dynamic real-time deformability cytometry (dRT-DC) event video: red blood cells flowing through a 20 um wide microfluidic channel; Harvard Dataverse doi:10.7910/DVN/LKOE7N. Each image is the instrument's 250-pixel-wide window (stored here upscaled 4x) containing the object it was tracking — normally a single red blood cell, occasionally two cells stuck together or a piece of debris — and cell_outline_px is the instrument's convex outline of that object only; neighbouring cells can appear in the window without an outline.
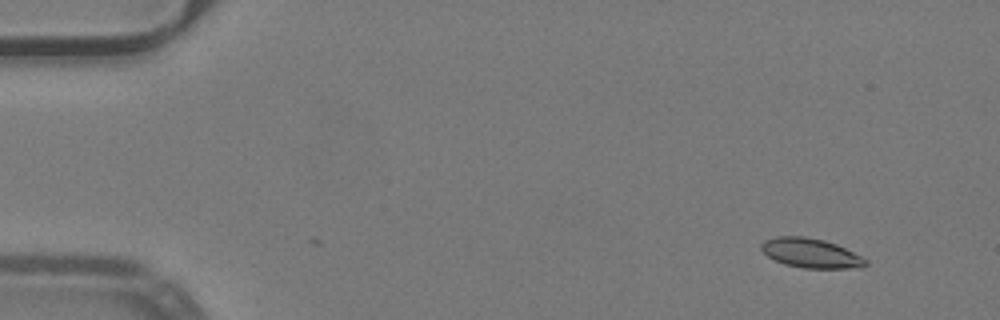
{"species": "common noctule bat (a hibernating species)", "species_latin": "Nyctalus noctula", "temperature_condition": "warm", "stored_images_in_passage": 49, "camera_frame_rate_fps": 3000, "um_per_image_px": 0.085, "animal": {"sex": "male", "body_mass_g": 19.2, "forearm_length_mm": 51.8}, "frame": {"image": 1, "passage_image": 2, "time_ms": 0.333, "image_size_px": [1000, 320], "cell_outline_px": [[868, 264], [860, 268], [804, 268], [784, 264], [768, 256], [760, 248], [760, 244], [764, 240], [776, 236], [804, 236], [824, 240], [836, 244], [868, 260]], "centroid_in_image_um": [68.91, 21.51], "position_along_channel_um": 16.1, "area_um2": 17.86}}
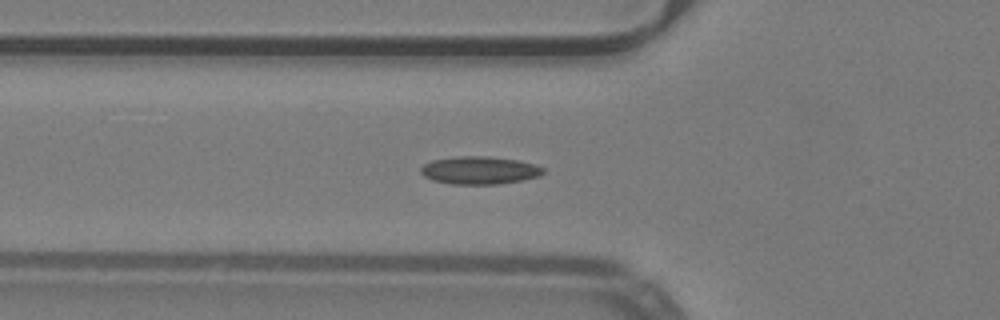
{"frame": {"image": 2, "passage_image": 16, "time_ms": 5.0, "image_size_px": [1000, 320], "cell_outline_px": [[548, 172], [540, 176], [520, 180], [496, 184], [452, 184], [432, 180], [424, 176], [420, 172], [420, 168], [424, 164], [432, 160], [460, 156], [488, 156], [516, 160], [536, 164], [544, 168]], "centroid_in_image_um": [40.78, 14.47], "position_along_channel_um": 85.0, "area_um2": 19.88}}
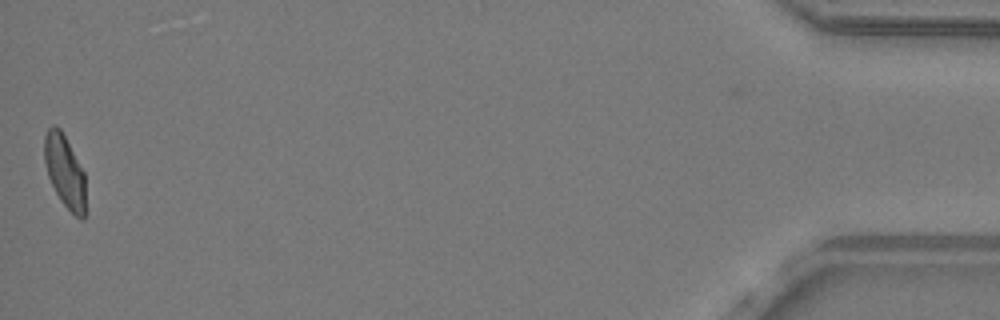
{"frame": {"image": 3, "passage_image": 49, "time_ms": 16.0, "image_size_px": [1000, 320], "cell_outline_px": [[84, 220], [80, 220], [60, 200], [48, 176], [44, 160], [44, 136], [48, 128], [52, 124], [56, 124], [60, 128], [84, 172]], "centroid_in_image_um": [5.48, 14.52], "position_along_channel_um": 429.7, "area_um2": 17.17}, "authors_computed_cell_mechanics": {"area_um2": 18.0336, "velocity_mm_per_s": 4.0007, "shape_relaxation_time_tau1_ms": null, "shape_relaxation_time_tau2_ms": 0.9481, "deformation_change_tau1": null, "deformation_change_tau2": 0.0506}}